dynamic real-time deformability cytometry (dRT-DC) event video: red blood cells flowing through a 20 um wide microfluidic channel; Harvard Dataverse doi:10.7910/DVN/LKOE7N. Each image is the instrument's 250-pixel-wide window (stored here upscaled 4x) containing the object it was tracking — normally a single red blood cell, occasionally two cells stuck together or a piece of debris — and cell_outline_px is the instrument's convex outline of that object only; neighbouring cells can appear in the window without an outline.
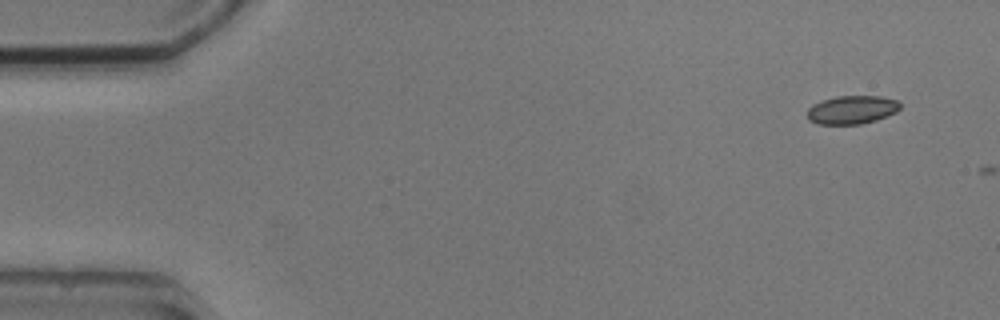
{"species": "common noctule bat (a hibernating species)", "species_latin": "Nyctalus noctula", "temperature_condition": "cold", "stored_images_in_passage": 6, "camera_frame_rate_fps": 3000, "um_per_image_px": 0.085, "animal": {"sex": "male", "body_mass_g": 20.5, "forearm_length_mm": 52.5}, "frame": {"image": 1, "passage_image": 1, "time_ms": 0.0, "image_size_px": [1000, 320], "cell_outline_px": [[900, 108], [896, 112], [876, 120], [860, 124], [816, 124], [808, 120], [808, 108], [812, 104], [836, 96], [880, 96], [900, 100]], "centroid_in_image_um": [72.42, 9.33], "position_along_channel_um": 12.6, "area_um2": 15.43}}